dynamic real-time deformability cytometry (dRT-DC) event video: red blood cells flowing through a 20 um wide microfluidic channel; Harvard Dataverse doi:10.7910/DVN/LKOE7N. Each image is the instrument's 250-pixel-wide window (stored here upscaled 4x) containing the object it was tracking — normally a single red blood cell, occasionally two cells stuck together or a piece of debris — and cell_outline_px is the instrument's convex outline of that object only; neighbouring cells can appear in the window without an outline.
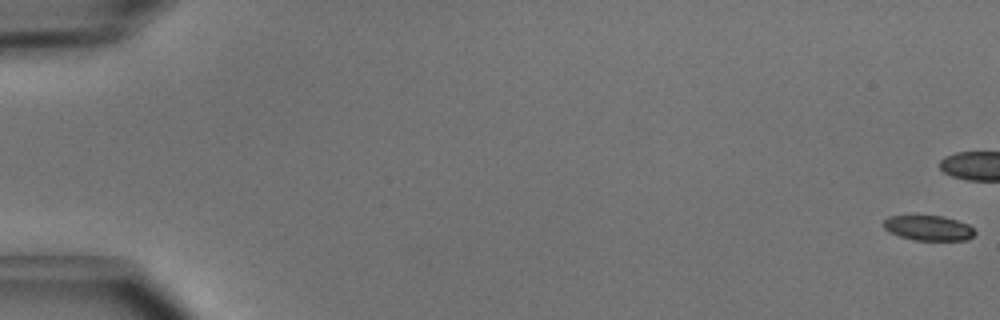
{"species": "common noctule bat (a hibernating species)", "species_latin": "Nyctalus noctula", "temperature_condition": "cold", "stored_images_in_passage": 7, "camera_frame_rate_fps": 3000, "um_per_image_px": 0.085, "animal": {"sex": "male", "body_mass_g": 15.6}, "frame": {"image": 1, "passage_image": 1, "time_ms": 0.0, "image_size_px": [1000, 320], "cell_outline_px": [[976, 232], [968, 240], [916, 240], [900, 236], [888, 232], [884, 228], [884, 220], [888, 216], [912, 212], [916, 212], [944, 216], [968, 224]], "centroid_in_image_um": [78.85, 19.31], "position_along_channel_um": 6.1, "area_um2": 14.1}}
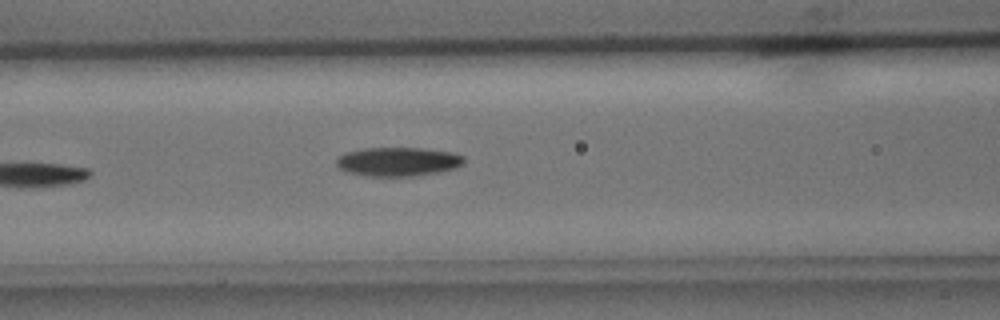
{"frame": {"image": 2, "passage_image": 7, "time_ms": 2.0, "image_size_px": [1000, 320], "cell_outline_px": [[464, 164], [456, 168], [440, 172], [412, 176], [368, 176], [348, 172], [340, 168], [336, 164], [336, 156], [344, 152], [364, 148], [424, 148], [452, 152], [464, 156]], "centroid_in_image_um": [33.83, 13.73], "position_along_channel_um": 132.8, "area_um2": 21.73}}